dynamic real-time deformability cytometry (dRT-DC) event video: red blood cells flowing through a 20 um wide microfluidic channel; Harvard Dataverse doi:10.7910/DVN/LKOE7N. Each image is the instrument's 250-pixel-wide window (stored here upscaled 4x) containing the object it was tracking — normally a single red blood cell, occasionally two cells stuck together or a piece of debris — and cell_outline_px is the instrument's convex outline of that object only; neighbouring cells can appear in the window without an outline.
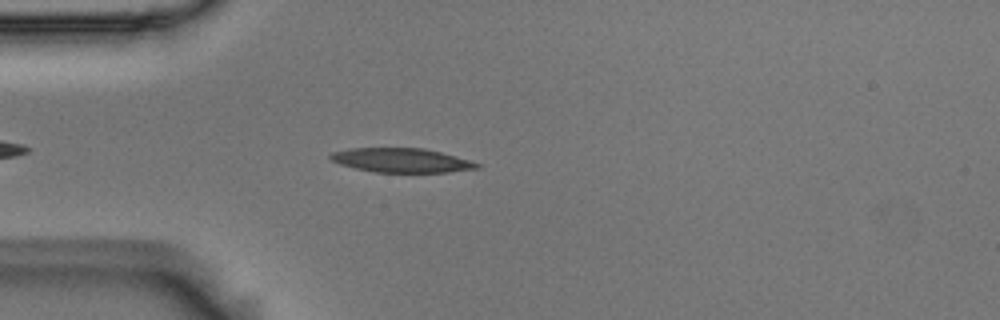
{"species": "Egyptian fruit bat (a non-hibernating species)", "species_latin": "Rousettus aegyptiacus", "temperature_condition": "room temperature", "stored_images_in_passage": 4, "camera_frame_rate_fps": 3000, "um_per_image_px": 0.085, "animal": {"sex": "male"}, "frame": {"image": 1, "passage_image": 4, "time_ms": 1.0, "image_size_px": [1000, 320], "cell_outline_px": [[480, 168], [448, 172], [376, 172], [356, 168], [340, 164], [332, 160], [328, 156], [332, 152], [352, 148], [424, 148], [456, 156], [480, 164]], "centroid_in_image_um": [34.12, 13.62], "position_along_channel_um": 50.9, "area_um2": 20.46}}